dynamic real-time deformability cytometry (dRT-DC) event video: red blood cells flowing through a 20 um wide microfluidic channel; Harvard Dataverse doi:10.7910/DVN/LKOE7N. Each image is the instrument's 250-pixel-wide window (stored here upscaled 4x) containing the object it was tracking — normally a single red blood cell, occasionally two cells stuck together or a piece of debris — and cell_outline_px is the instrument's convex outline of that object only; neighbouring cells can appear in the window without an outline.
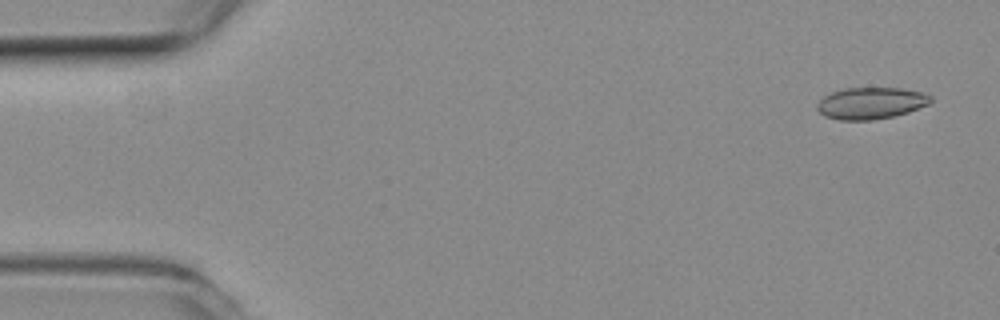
{"species": "common noctule bat (a hibernating species)", "species_latin": "Nyctalus noctula", "temperature_condition": "room temperature", "stored_images_in_passage": 3, "camera_frame_rate_fps": 3000, "um_per_image_px": 0.085, "animal": {"sex": "female", "body_mass_g": 19.3, "forearm_length_mm": 54.1}, "frame": {"image": 1, "passage_image": 1, "time_ms": 0.0, "image_size_px": [1000, 320], "cell_outline_px": [[932, 100], [928, 104], [908, 112], [892, 116], [872, 120], [840, 120], [824, 116], [816, 108], [816, 104], [824, 96], [832, 92], [844, 88], [900, 88], [924, 92], [932, 96]], "centroid_in_image_um": [74.02, 8.76], "position_along_channel_um": 11.0, "area_um2": 20.98}}
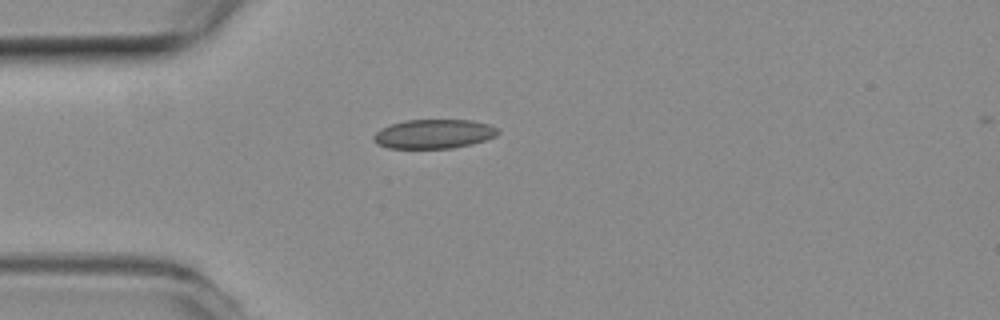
{"frame": {"image": 2, "passage_image": 2, "time_ms": 0.333, "image_size_px": [1000, 320], "cell_outline_px": [[500, 132], [496, 136], [472, 144], [452, 148], [388, 148], [376, 144], [372, 140], [372, 136], [376, 132], [392, 124], [408, 120], [472, 120], [488, 124], [496, 128]], "centroid_in_image_um": [36.87, 11.39], "position_along_channel_um": 48.1, "area_um2": 21.04}}